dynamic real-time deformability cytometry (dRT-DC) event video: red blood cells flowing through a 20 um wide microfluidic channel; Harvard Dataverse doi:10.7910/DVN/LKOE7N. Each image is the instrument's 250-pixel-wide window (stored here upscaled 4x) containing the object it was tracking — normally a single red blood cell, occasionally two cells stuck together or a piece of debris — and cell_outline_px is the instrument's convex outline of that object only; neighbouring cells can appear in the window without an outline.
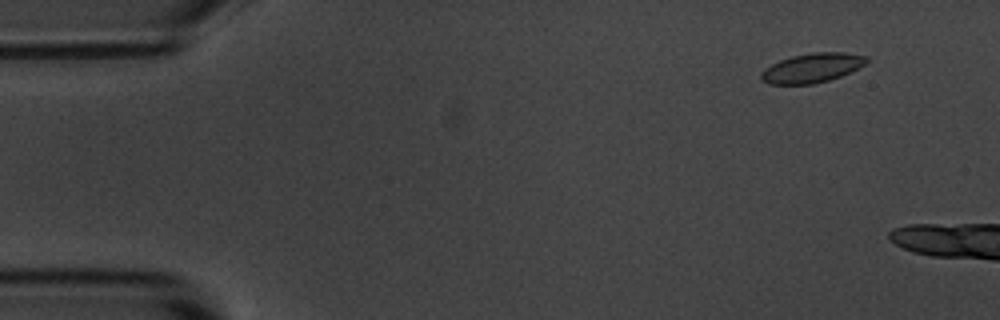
{"species": "common noctule bat (a hibernating species)", "species_latin": "Nyctalus noctula", "temperature_condition": "room temperature", "stored_images_in_passage": 13, "camera_frame_rate_fps": 3000, "um_per_image_px": 0.085, "animal": {"sex": "male", "body_mass_g": 20.1, "forearm_length_mm": 53.5}, "frame": {"image": 1, "passage_image": 5, "time_ms": 1.333, "image_size_px": [1000, 320], "cell_outline_px": [[868, 60], [864, 64], [840, 76], [828, 80], [812, 84], [768, 84], [760, 80], [760, 72], [764, 68], [780, 60], [792, 56], [812, 52], [844, 52], [868, 56]], "centroid_in_image_um": [68.97, 5.77], "position_along_channel_um": 16.0, "area_um2": 17.98}}